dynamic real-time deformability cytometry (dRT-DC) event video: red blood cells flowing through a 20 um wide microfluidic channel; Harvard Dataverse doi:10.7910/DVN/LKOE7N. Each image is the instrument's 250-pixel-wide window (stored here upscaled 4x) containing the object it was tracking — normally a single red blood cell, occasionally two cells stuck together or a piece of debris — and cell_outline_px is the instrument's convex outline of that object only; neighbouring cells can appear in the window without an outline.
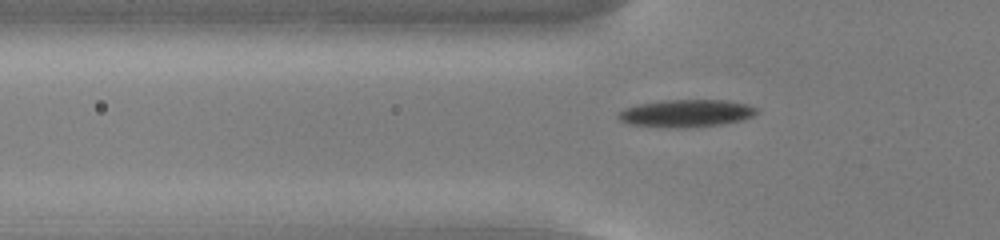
{"species": "common noctule bat (a hibernating species)", "species_latin": "Nyctalus noctula", "temperature_condition": "cold", "stored_images_in_passage": 47, "camera_frame_rate_fps": 3000, "um_per_image_px": 0.085, "animal": {"sex": "male", "body_mass_g": 13.0, "forearm_length_mm": 53.1}, "frame": {"image": 1, "passage_image": 11, "time_ms": 3.333, "image_size_px": [1000, 240], "cell_outline_px": [[760, 112], [744, 120], [724, 124], [684, 128], [676, 128], [628, 124], [620, 120], [616, 116], [616, 112], [624, 108], [636, 104], [660, 100], [724, 100], [748, 104], [756, 108]], "centroid_in_image_um": [58.31, 9.63], "position_along_channel_um": 67.5, "area_um2": 22.54}}
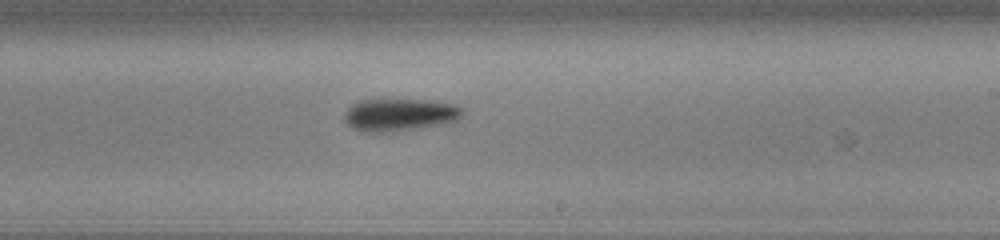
{"frame": {"image": 2, "passage_image": 26, "time_ms": 8.333, "image_size_px": [1000, 240], "cell_outline_px": [[464, 108], [460, 116], [456, 120], [440, 124], [392, 132], [368, 132], [356, 128], [348, 124], [344, 120], [344, 116], [348, 108], [352, 104], [360, 100], [428, 100], [456, 104]], "centroid_in_image_um": [33.98, 9.74], "position_along_channel_um": 255.0, "area_um2": 22.02}}
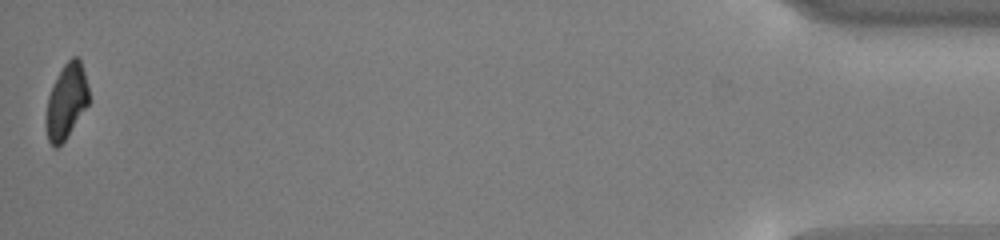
{"frame": {"image": 3, "passage_image": 47, "time_ms": 15.333, "image_size_px": [1000, 240], "cell_outline_px": [[88, 104], [64, 140], [56, 148], [52, 148], [48, 140], [44, 124], [44, 120], [48, 96], [64, 64], [72, 56], [80, 56], [88, 88]], "centroid_in_image_um": [5.61, 8.62], "position_along_channel_um": 429.6, "area_um2": 18.5}, "authors_computed_cell_mechanics": {"area_um2": 20.7502, "velocity_mm_per_s": 3.7916, "shape_relaxation_time_tau1_ms": 4.0598, "shape_relaxation_time_tau2_ms": null, "deformation_change_tau1": 0.1055, "deformation_change_tau2": null}}